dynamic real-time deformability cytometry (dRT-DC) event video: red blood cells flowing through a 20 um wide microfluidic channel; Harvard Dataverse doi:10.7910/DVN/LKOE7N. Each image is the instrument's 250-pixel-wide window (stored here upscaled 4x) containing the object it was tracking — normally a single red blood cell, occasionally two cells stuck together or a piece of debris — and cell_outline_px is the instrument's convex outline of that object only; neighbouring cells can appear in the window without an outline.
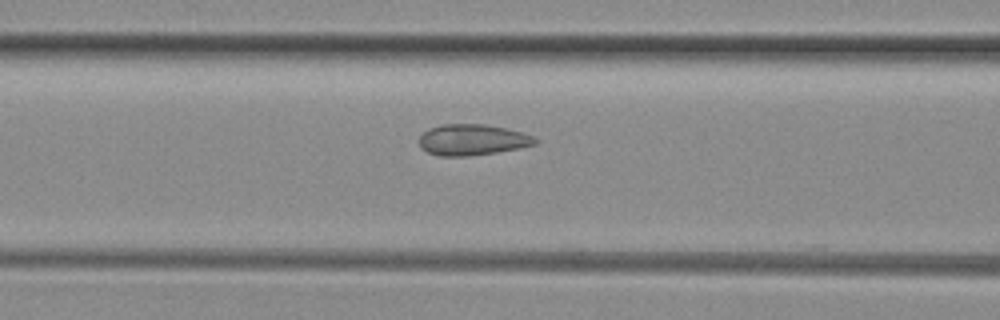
{"species": "common noctule bat (a hibernating species)", "species_latin": "Nyctalus noctula", "temperature_condition": "room temperature", "stored_images_in_passage": 13, "camera_frame_rate_fps": 3000, "um_per_image_px": 0.085, "animal": {"sex": "female", "body_mass_g": 29.2, "forearm_length_mm": 56.3}, "frame": {"image": 1, "passage_image": 11, "time_ms": 3.333, "image_size_px": [1000, 320], "cell_outline_px": [[540, 140], [536, 144], [520, 148], [496, 152], [468, 156], [440, 156], [428, 152], [420, 148], [420, 136], [428, 128], [440, 124], [484, 124], [504, 128], [520, 132], [532, 136]], "centroid_in_image_um": [40.13, 11.88], "position_along_channel_um": 126.5, "area_um2": 20.92}}